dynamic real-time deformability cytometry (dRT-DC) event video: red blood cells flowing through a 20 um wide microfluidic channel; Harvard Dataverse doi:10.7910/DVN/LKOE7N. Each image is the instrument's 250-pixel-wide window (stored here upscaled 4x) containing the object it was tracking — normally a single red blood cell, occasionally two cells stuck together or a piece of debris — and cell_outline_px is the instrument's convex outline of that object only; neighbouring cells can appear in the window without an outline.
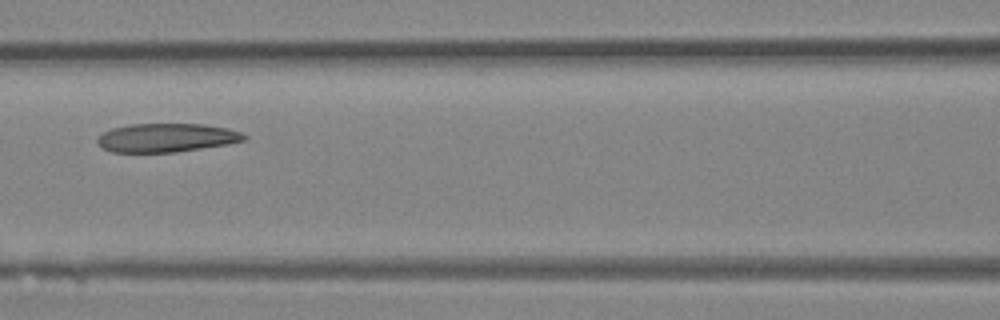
{"species": "Egyptian fruit bat (a non-hibernating species)", "species_latin": "Rousettus aegyptiacus", "temperature_condition": "room temperature", "stored_images_in_passage": 4, "camera_frame_rate_fps": 3000, "um_per_image_px": 0.085, "animal": {"sex": "female"}, "frame": {"image": 1, "passage_image": 4, "time_ms": 3.667, "image_size_px": [1000, 320], "cell_outline_px": [[248, 136], [244, 140], [228, 144], [176, 152], [112, 152], [104, 148], [96, 140], [96, 136], [112, 128], [128, 124], [204, 124], [228, 128], [240, 132]], "centroid_in_image_um": [14.15, 11.7], "position_along_channel_um": 152.5, "area_um2": 24.51}}